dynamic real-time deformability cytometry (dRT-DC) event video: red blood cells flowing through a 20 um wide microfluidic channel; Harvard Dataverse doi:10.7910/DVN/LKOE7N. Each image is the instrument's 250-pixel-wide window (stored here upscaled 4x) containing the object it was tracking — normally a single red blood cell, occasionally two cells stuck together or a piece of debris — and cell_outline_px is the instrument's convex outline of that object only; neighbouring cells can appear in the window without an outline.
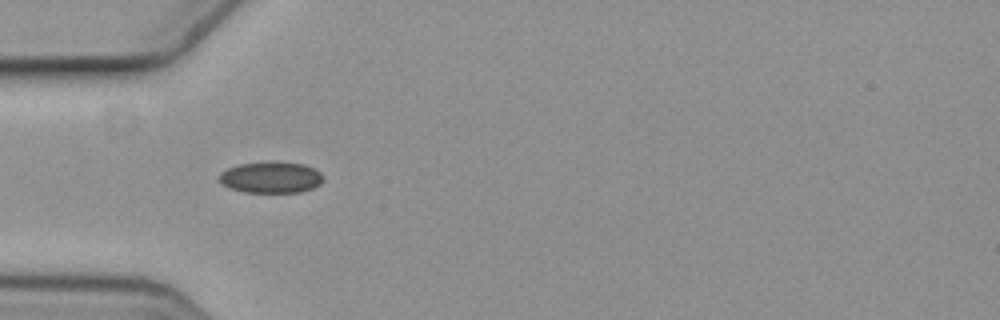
{"species": "common noctule bat (a hibernating species)", "species_latin": "Nyctalus noctula", "temperature_condition": "cold", "stored_images_in_passage": 4, "camera_frame_rate_fps": 3000, "um_per_image_px": 0.085, "animal": {"sex": "female", "body_mass_g": 19.3, "forearm_length_mm": 54.1}, "frame": {"image": 1, "passage_image": 4, "time_ms": 1.0, "image_size_px": [1000, 320], "cell_outline_px": [[324, 180], [320, 184], [312, 188], [300, 192], [244, 192], [228, 188], [220, 180], [220, 172], [228, 168], [240, 164], [268, 160], [276, 160], [304, 164], [320, 172], [324, 176]], "centroid_in_image_um": [23.05, 15.05], "position_along_channel_um": 61.9, "area_um2": 19.31}}